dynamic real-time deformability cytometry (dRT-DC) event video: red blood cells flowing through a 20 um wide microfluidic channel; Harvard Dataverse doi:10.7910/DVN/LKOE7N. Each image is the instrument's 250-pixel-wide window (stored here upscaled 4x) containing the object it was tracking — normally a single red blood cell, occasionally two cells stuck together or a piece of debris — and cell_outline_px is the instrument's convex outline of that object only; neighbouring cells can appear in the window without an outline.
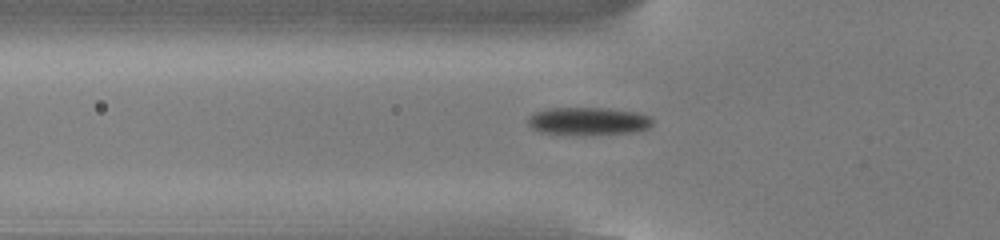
{"species": "common noctule bat (a hibernating species)", "species_latin": "Nyctalus noctula", "temperature_condition": "cold", "stored_images_in_passage": 54, "camera_frame_rate_fps": 3000, "um_per_image_px": 0.085, "animal": {"sex": "male", "body_mass_g": 13.0, "forearm_length_mm": 53.1}, "frame": {"image": 1, "passage_image": 19, "time_ms": 6.0, "image_size_px": [1000, 240], "cell_outline_px": [[652, 124], [648, 128], [632, 132], [540, 132], [532, 128], [528, 124], [528, 120], [536, 112], [548, 108], [604, 108], [640, 112], [652, 116]], "centroid_in_image_um": [50.06, 10.24], "position_along_channel_um": 75.7, "area_um2": 19.13}}
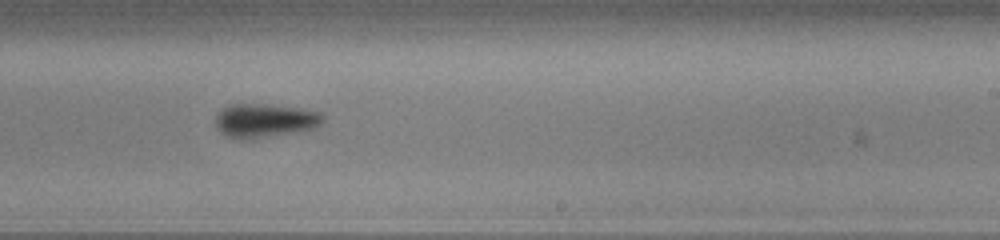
{"frame": {"image": 2, "passage_image": 34, "time_ms": 11.0, "image_size_px": [1000, 240], "cell_outline_px": [[324, 120], [316, 128], [252, 140], [236, 140], [220, 132], [216, 128], [216, 116], [228, 104], [264, 104], [296, 108], [320, 112], [324, 116]], "centroid_in_image_um": [22.49, 10.27], "position_along_channel_um": 266.5, "area_um2": 21.33}}
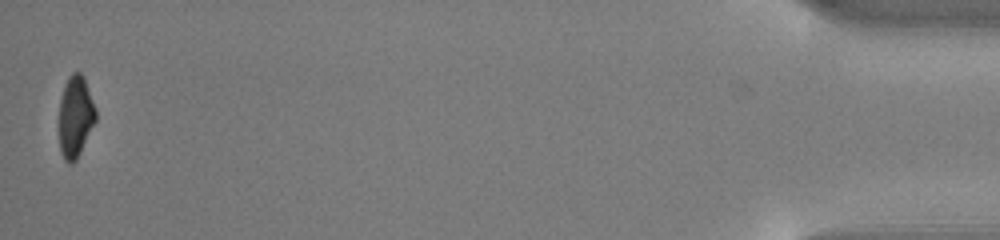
{"frame": {"image": 3, "passage_image": 54, "time_ms": 17.667, "image_size_px": [1000, 240], "cell_outline_px": [[96, 120], [76, 160], [72, 164], [68, 164], [64, 160], [60, 152], [60, 100], [64, 84], [68, 76], [72, 72], [80, 72], [84, 76], [96, 108]], "centroid_in_image_um": [6.42, 9.89], "position_along_channel_um": 428.8, "area_um2": 17.46}, "authors_computed_cell_mechanics": {"area_um2": 19.2185, "velocity_mm_per_s": 3.8145, "shape_relaxation_time_tau1_ms": 1.8379, "shape_relaxation_time_tau2_ms": null, "deformation_change_tau1": 0.1269, "deformation_change_tau2": null}}